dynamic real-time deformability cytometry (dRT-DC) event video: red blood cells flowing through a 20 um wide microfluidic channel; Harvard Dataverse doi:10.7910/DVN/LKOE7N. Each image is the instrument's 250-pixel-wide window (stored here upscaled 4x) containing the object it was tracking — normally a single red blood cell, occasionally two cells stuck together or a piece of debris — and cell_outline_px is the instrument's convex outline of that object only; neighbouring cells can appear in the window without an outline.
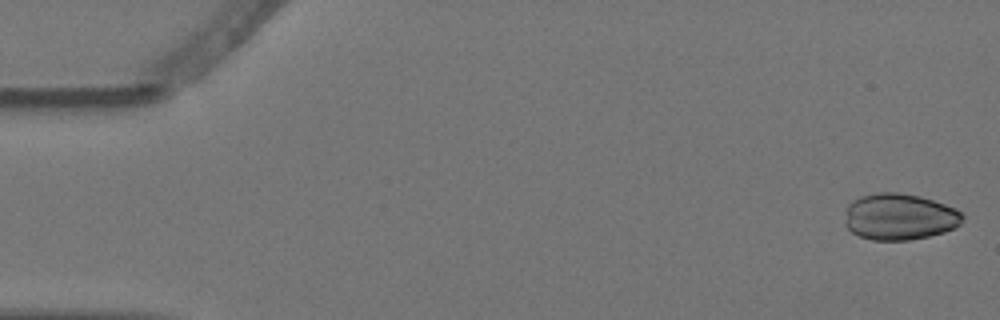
{"species": "Egyptian fruit bat (a non-hibernating species)", "species_latin": "Rousettus aegyptiacus", "temperature_condition": "warm", "stored_images_in_passage": 5, "camera_frame_rate_fps": 3000, "um_per_image_px": 0.085, "animal": {"sex": "female"}, "frame": {"image": 1, "passage_image": 1, "time_ms": 0.0, "image_size_px": [1000, 320], "cell_outline_px": [[964, 216], [960, 224], [944, 232], [928, 236], [908, 240], [872, 240], [860, 236], [852, 232], [844, 224], [848, 204], [852, 200], [860, 196], [880, 192], [900, 192], [920, 196], [956, 208]], "centroid_in_image_um": [76.44, 18.41], "position_along_channel_um": 8.6, "area_um2": 31.85}}
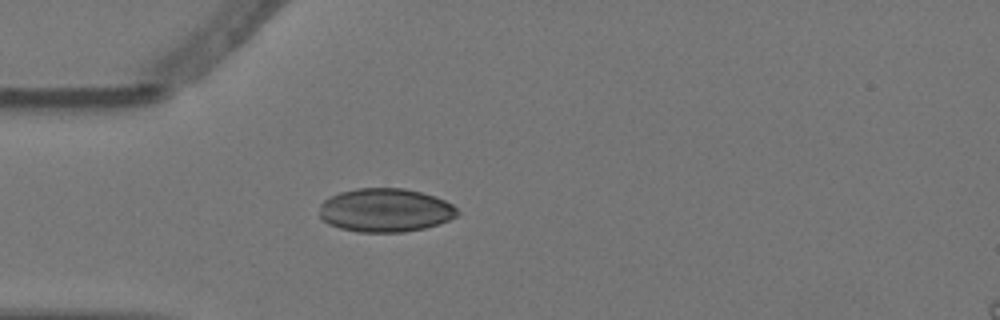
{"frame": {"image": 2, "passage_image": 5, "time_ms": 1.333, "image_size_px": [1000, 320], "cell_outline_px": [[460, 212], [456, 216], [448, 220], [424, 228], [404, 232], [360, 232], [340, 228], [328, 224], [320, 216], [320, 204], [324, 200], [340, 192], [356, 188], [404, 188], [436, 196], [452, 204]], "centroid_in_image_um": [32.75, 17.86], "position_along_channel_um": 52.3, "area_um2": 34.97}}